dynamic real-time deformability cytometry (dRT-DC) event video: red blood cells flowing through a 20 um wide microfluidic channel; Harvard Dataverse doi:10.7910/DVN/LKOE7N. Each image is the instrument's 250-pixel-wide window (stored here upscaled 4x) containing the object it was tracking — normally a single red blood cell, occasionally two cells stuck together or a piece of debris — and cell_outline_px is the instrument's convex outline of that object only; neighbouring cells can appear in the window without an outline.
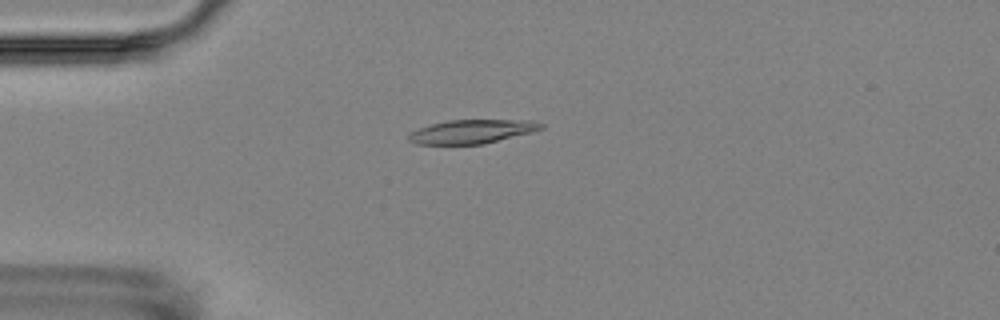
{"species": "Egyptian fruit bat (a non-hibernating species)", "species_latin": "Rousettus aegyptiacus", "temperature_condition": "room temperature", "stored_images_in_passage": 4, "camera_frame_rate_fps": 3000, "um_per_image_px": 0.085, "animal": {"sex": "female"}, "frame": {"image": 1, "passage_image": 2, "time_ms": 1.333, "image_size_px": [1000, 320], "cell_outline_px": [[544, 128], [532, 132], [484, 144], [416, 144], [408, 140], [408, 136], [412, 132], [420, 128], [432, 124], [448, 120], [532, 120], [544, 124]], "centroid_in_image_um": [40.16, 11.18], "position_along_channel_um": 44.8, "area_um2": 18.26}}
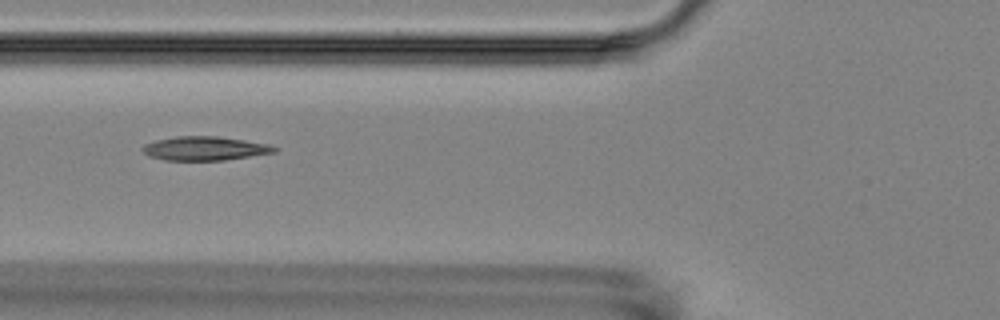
{"frame": {"image": 2, "passage_image": 4, "time_ms": 3.667, "image_size_px": [1000, 320], "cell_outline_px": [[280, 148], [276, 152], [224, 160], [164, 160], [148, 156], [140, 148], [144, 144], [156, 140], [176, 136], [220, 136], [268, 144]], "centroid_in_image_um": [17.4, 12.61], "position_along_channel_um": 108.4, "area_um2": 18.44}}